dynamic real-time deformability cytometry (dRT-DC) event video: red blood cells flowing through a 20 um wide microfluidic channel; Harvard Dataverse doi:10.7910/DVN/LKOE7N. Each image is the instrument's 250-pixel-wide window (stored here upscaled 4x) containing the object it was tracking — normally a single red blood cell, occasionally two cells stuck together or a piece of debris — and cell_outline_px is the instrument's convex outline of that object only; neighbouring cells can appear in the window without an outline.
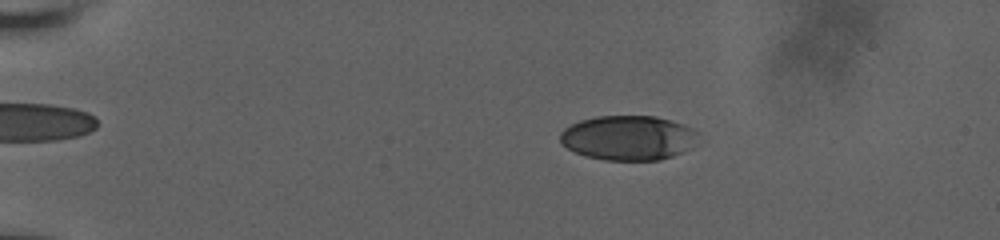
{"species": "human", "species_latin": "Homo sapiens", "temperature_condition": "room temperature", "stored_images_in_passage": 60, "camera_frame_rate_fps": 3000, "um_per_image_px": 0.085, "donor": {"sex": "male"}, "frame": {"image": 1, "passage_image": 13, "time_ms": 4.0, "image_size_px": [1000, 240], "cell_outline_px": [[700, 132], [680, 152], [672, 156], [660, 160], [604, 160], [584, 156], [560, 144], [560, 132], [564, 128], [580, 120], [596, 116], [656, 116], [684, 124]], "centroid_in_image_um": [53.32, 11.7], "position_along_channel_um": 31.7, "area_um2": 35.6}}
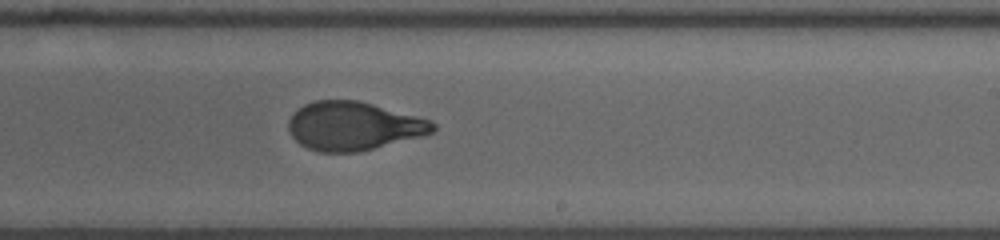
{"frame": {"image": 2, "passage_image": 39, "time_ms": 12.667, "image_size_px": [1000, 240], "cell_outline_px": [[436, 128], [432, 132], [420, 136], [360, 152], [320, 152], [308, 148], [300, 144], [292, 136], [288, 128], [288, 120], [304, 104], [312, 100], [356, 100], [372, 104], [432, 120], [436, 124]], "centroid_in_image_um": [30.04, 10.71], "position_along_channel_um": 259.0, "area_um2": 40.58}}
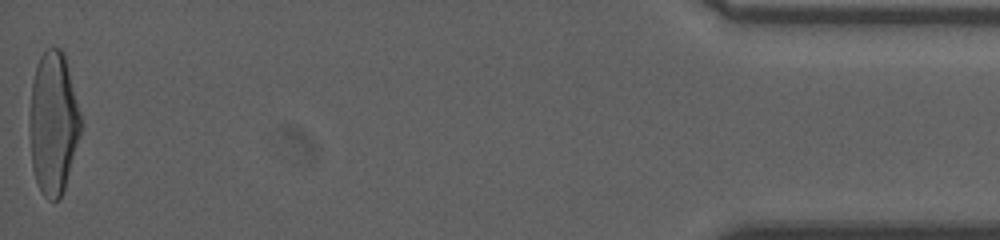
{"frame": {"image": 3, "passage_image": 60, "time_ms": 19.667, "image_size_px": [1000, 240], "cell_outline_px": [[80, 136], [64, 188], [60, 196], [56, 200], [48, 200], [40, 192], [32, 168], [28, 128], [28, 120], [32, 84], [36, 68], [40, 56], [48, 48], [60, 48], [64, 52], [80, 112]], "centroid_in_image_um": [4.5, 10.47], "position_along_channel_um": 430.7, "area_um2": 42.54}, "authors_computed_cell_mechanics": {"area_um2": 40.5756, "velocity_mm_per_s": 3.6559, "shape_relaxation_time_tau1_ms": 5.7087, "shape_relaxation_time_tau2_ms": 0.9868, "deformation_change_tau1": 0.2249, "deformation_change_tau2": 0.0701}}